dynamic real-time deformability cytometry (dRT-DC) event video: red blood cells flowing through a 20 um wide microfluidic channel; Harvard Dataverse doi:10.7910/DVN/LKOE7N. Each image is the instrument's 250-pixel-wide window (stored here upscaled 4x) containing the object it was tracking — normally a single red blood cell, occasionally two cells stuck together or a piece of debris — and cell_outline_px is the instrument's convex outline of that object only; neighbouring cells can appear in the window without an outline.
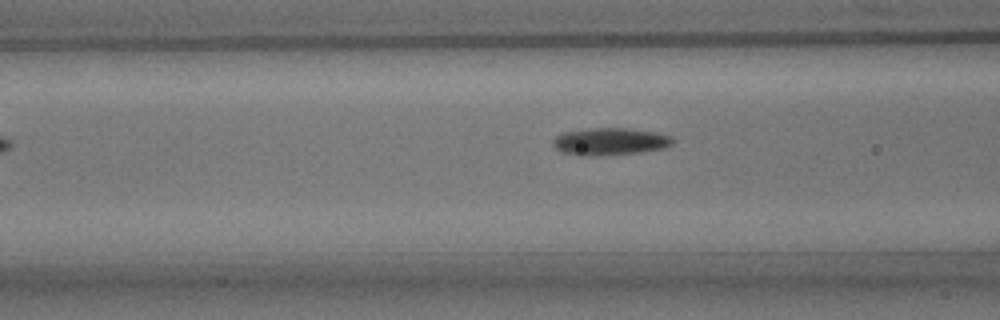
{"species": "common noctule bat (a hibernating species)", "species_latin": "Nyctalus noctula", "temperature_condition": "room temperature", "stored_images_in_passage": 29, "camera_frame_rate_fps": 3000, "um_per_image_px": 0.085, "animal": {"sex": "male", "body_mass_g": 15.6}, "frame": {"image": 1, "passage_image": 6, "time_ms": 1.667, "image_size_px": [1000, 320], "cell_outline_px": [[676, 140], [672, 144], [664, 148], [636, 152], [596, 156], [584, 156], [560, 152], [552, 144], [552, 140], [556, 136], [564, 132], [588, 128], [628, 128], [656, 132], [672, 136]], "centroid_in_image_um": [51.84, 12.02], "position_along_channel_um": 114.8, "area_um2": 19.13}}
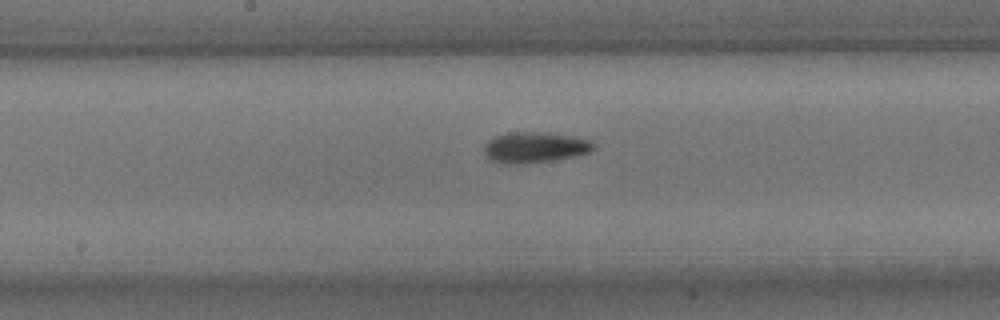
{"frame": {"image": 2, "passage_image": 13, "time_ms": 4.0, "image_size_px": [1000, 320], "cell_outline_px": [[596, 148], [588, 152], [572, 156], [552, 160], [516, 164], [488, 160], [484, 156], [484, 148], [488, 140], [496, 136], [512, 132], [536, 132], [572, 136], [592, 140], [596, 144]], "centroid_in_image_um": [45.46, 12.52], "position_along_channel_um": 202.7, "area_um2": 19.36}}
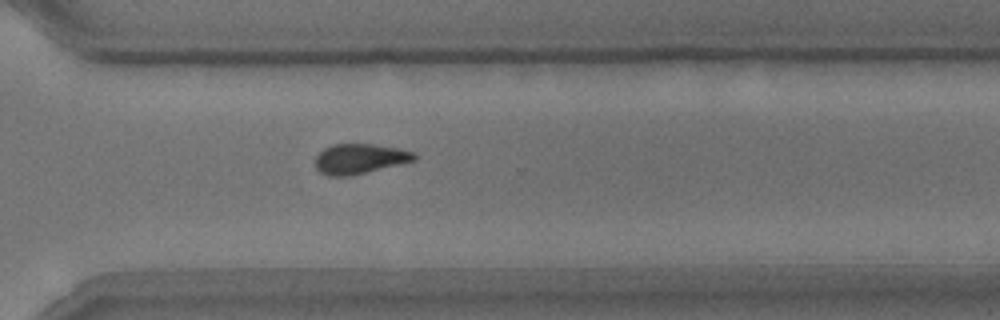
{"frame": {"image": 3, "passage_image": 24, "time_ms": 7.667, "image_size_px": [1000, 320], "cell_outline_px": [[416, 160], [348, 176], [328, 176], [320, 172], [316, 168], [316, 156], [324, 148], [332, 144], [372, 144], [396, 148], [412, 152], [416, 156]], "centroid_in_image_um": [30.53, 13.49], "position_along_channel_um": 340.1, "area_um2": 16.99}}